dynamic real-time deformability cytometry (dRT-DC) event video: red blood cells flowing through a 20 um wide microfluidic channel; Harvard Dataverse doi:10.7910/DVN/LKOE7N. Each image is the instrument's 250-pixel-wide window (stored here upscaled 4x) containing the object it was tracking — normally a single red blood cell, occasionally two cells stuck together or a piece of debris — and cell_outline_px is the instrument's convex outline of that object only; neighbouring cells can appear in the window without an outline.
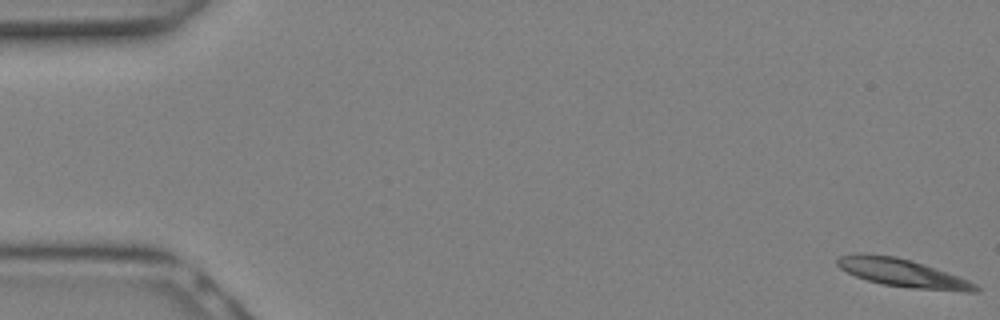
{"species": "Egyptian fruit bat (a non-hibernating species)", "species_latin": "Rousettus aegyptiacus", "temperature_condition": "warm", "stored_images_in_passage": 9, "camera_frame_rate_fps": 3000, "um_per_image_px": 0.085, "animal": {"sex": "female"}, "frame": {"image": 1, "passage_image": 1, "time_ms": 0.0, "image_size_px": [1000, 320], "cell_outline_px": [[980, 288], [976, 292], [964, 292], [908, 288], [884, 284], [868, 280], [856, 276], [840, 268], [836, 264], [836, 260], [840, 256], [860, 252], [896, 256], [924, 264], [936, 268], [968, 280], [976, 284]], "centroid_in_image_um": [76.72, 23.2], "position_along_channel_um": 8.3, "area_um2": 22.66}}
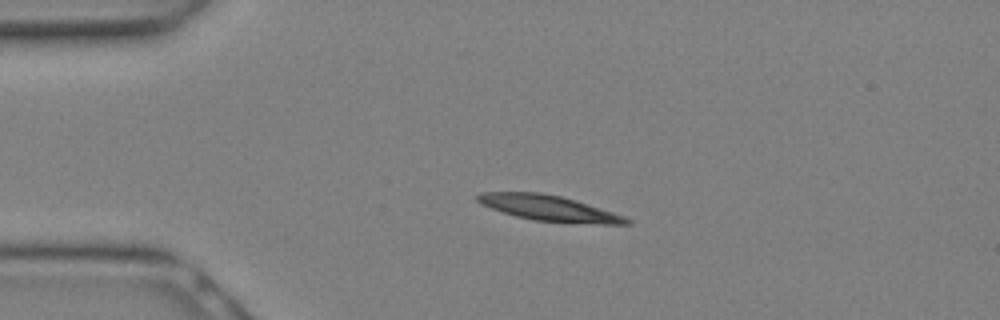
{"frame": {"image": 2, "passage_image": 7, "time_ms": 2.0, "image_size_px": [1000, 320], "cell_outline_px": [[632, 224], [600, 224], [532, 220], [516, 216], [480, 204], [472, 196], [480, 192], [540, 192], [560, 196], [576, 200], [624, 216], [632, 220]], "centroid_in_image_um": [46.62, 17.68], "position_along_channel_um": 38.4, "area_um2": 22.14}}